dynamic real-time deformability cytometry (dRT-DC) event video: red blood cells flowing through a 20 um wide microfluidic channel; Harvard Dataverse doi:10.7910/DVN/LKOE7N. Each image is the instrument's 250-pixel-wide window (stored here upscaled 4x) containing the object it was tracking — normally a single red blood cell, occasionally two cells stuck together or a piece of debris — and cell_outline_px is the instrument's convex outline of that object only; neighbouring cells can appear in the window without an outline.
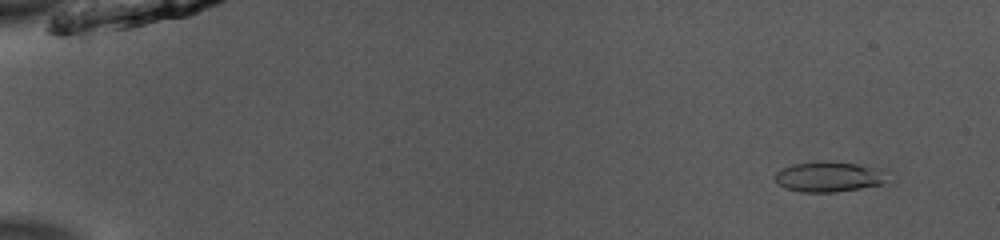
{"species": "common noctule bat (a hibernating species)", "species_latin": "Nyctalus noctula", "temperature_condition": "room temperature", "stored_images_in_passage": 51, "camera_frame_rate_fps": 3000, "um_per_image_px": 0.085, "animal": {"sex": "male", "body_mass_g": 13.0, "forearm_length_mm": 53.1}, "frame": {"image": 1, "passage_image": 4, "time_ms": 1.0, "image_size_px": [1000, 240], "cell_outline_px": [[896, 180], [892, 184], [836, 192], [804, 192], [788, 188], [780, 184], [772, 176], [776, 172], [792, 164], [820, 160], [824, 160], [856, 164], [884, 168], [896, 172]], "centroid_in_image_um": [70.78, 15.01], "position_along_channel_um": 14.2, "area_um2": 21.21}}
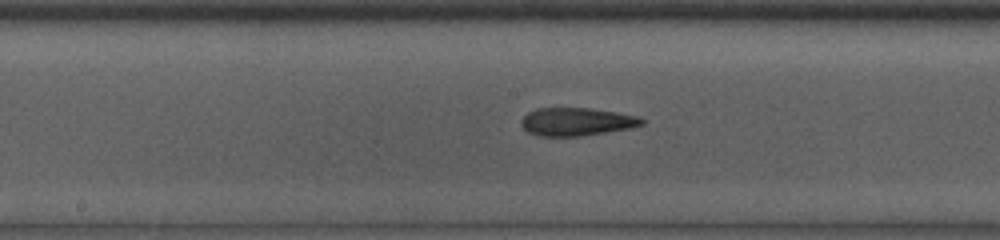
{"frame": {"image": 2, "passage_image": 28, "time_ms": 9.0, "image_size_px": [1000, 240], "cell_outline_px": [[644, 124], [628, 128], [580, 136], [540, 136], [528, 132], [520, 124], [524, 116], [528, 112], [536, 108], [588, 108], [616, 112], [636, 116], [644, 120]], "centroid_in_image_um": [48.97, 10.34], "position_along_channel_um": 199.2, "area_um2": 19.42}}
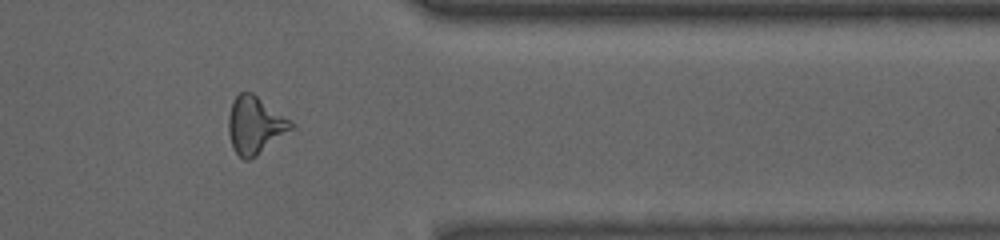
{"frame": {"image": 3, "passage_image": 43, "time_ms": 14.0, "image_size_px": [1000, 240], "cell_outline_px": [[296, 124], [292, 128], [256, 156], [248, 160], [244, 160], [232, 148], [228, 132], [228, 116], [232, 100], [240, 92], [252, 92]], "centroid_in_image_um": [21.64, 10.63], "position_along_channel_um": 389.8, "area_um2": 20.75}, "authors_computed_cell_mechanics": {"area_um2": 19.8832, "velocity_mm_per_s": 3.9782, "shape_relaxation_time_tau1_ms": null, "shape_relaxation_time_tau2_ms": 2.1239, "deformation_change_tau1": null, "deformation_change_tau2": 0.1264}}